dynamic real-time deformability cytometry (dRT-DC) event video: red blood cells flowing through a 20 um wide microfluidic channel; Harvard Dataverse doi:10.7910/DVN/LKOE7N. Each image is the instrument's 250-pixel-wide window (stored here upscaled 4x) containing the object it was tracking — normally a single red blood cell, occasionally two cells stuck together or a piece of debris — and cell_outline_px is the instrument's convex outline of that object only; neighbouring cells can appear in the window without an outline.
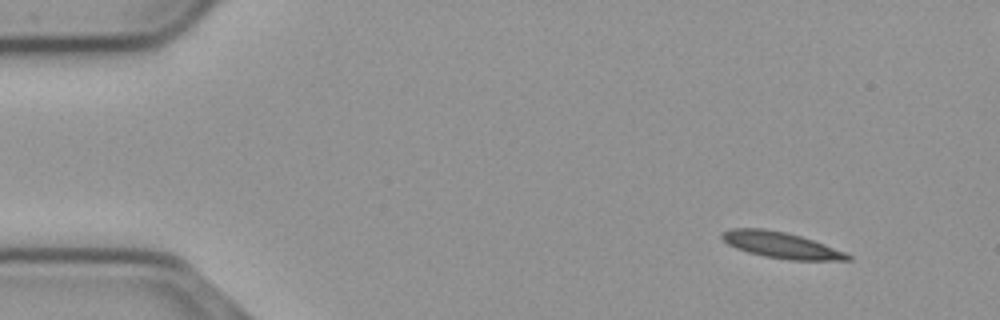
{"species": "common noctule bat (a hibernating species)", "species_latin": "Nyctalus noctula", "temperature_condition": "cold", "stored_images_in_passage": 52, "segment_of_instrument_passage": [1, 2], "camera_frame_rate_fps": 3000, "um_per_image_px": 0.085, "animal": {"sex": "male", "body_mass_g": 23.1, "forearm_length_mm": 52.7}, "frame": {"image": 1, "passage_image": 1, "time_ms": 0.0, "image_size_px": [1000, 320], "cell_outline_px": [[852, 260], [788, 260], [764, 256], [748, 252], [736, 248], [728, 244], [720, 236], [720, 232], [732, 228], [764, 228], [784, 232], [800, 236], [824, 244], [844, 252], [852, 256]], "centroid_in_image_um": [66.36, 20.83], "position_along_channel_um": 18.6, "area_um2": 19.02}}
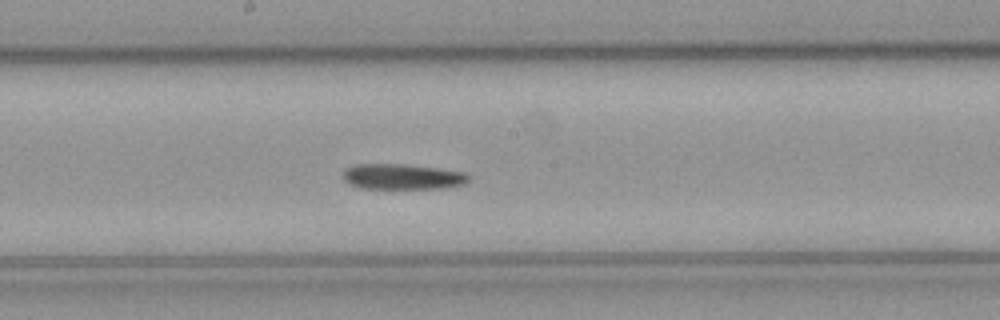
{"frame": {"image": 2, "passage_image": 25, "time_ms": 8.0, "image_size_px": [1000, 320], "cell_outline_px": [[472, 180], [464, 184], [444, 188], [360, 188], [344, 180], [344, 168], [356, 164], [404, 164], [436, 168], [464, 172], [472, 176]], "centroid_in_image_um": [34.25, 15.01], "position_along_channel_um": 213.9, "area_um2": 18.67}}
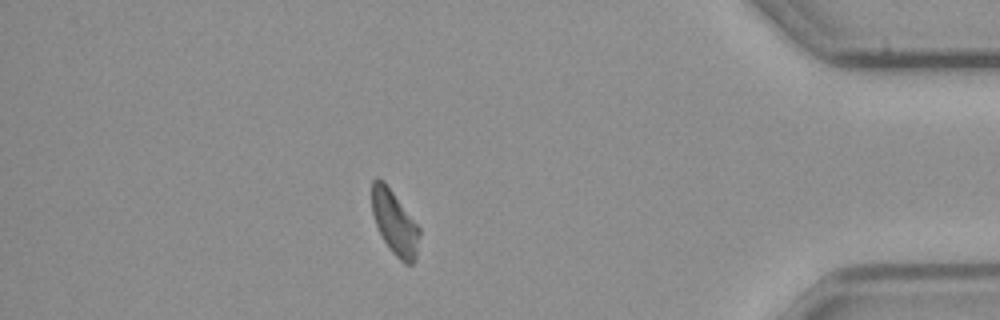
{"frame": {"image": 3, "passage_image": 44, "time_ms": 14.333, "image_size_px": [1000, 320], "cell_outline_px": [[420, 236], [416, 256], [412, 264], [404, 264], [392, 252], [384, 240], [376, 224], [372, 212], [372, 180], [376, 176], [384, 180], [420, 228]], "centroid_in_image_um": [33.55, 18.9], "position_along_channel_um": 401.7, "area_um2": 17.69}}